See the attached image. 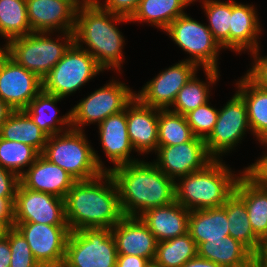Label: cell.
Wrapping results in <instances>:
<instances>
[{
  "mask_svg": "<svg viewBox=\"0 0 267 267\" xmlns=\"http://www.w3.org/2000/svg\"><path fill=\"white\" fill-rule=\"evenodd\" d=\"M65 217L70 231L111 229L122 218L117 184L110 172L77 181L65 197Z\"/></svg>",
  "mask_w": 267,
  "mask_h": 267,
  "instance_id": "cell-1",
  "label": "cell"
},
{
  "mask_svg": "<svg viewBox=\"0 0 267 267\" xmlns=\"http://www.w3.org/2000/svg\"><path fill=\"white\" fill-rule=\"evenodd\" d=\"M104 154L112 164L110 171L118 166L139 161L130 156L135 151L127 128L126 109L113 114L97 125Z\"/></svg>",
  "mask_w": 267,
  "mask_h": 267,
  "instance_id": "cell-21",
  "label": "cell"
},
{
  "mask_svg": "<svg viewBox=\"0 0 267 267\" xmlns=\"http://www.w3.org/2000/svg\"><path fill=\"white\" fill-rule=\"evenodd\" d=\"M19 177L0 166V198H15Z\"/></svg>",
  "mask_w": 267,
  "mask_h": 267,
  "instance_id": "cell-43",
  "label": "cell"
},
{
  "mask_svg": "<svg viewBox=\"0 0 267 267\" xmlns=\"http://www.w3.org/2000/svg\"><path fill=\"white\" fill-rule=\"evenodd\" d=\"M259 143L267 148V139L259 140ZM244 174L254 183L267 187V149L256 162L244 168Z\"/></svg>",
  "mask_w": 267,
  "mask_h": 267,
  "instance_id": "cell-40",
  "label": "cell"
},
{
  "mask_svg": "<svg viewBox=\"0 0 267 267\" xmlns=\"http://www.w3.org/2000/svg\"><path fill=\"white\" fill-rule=\"evenodd\" d=\"M222 161L214 159L204 169L178 178L175 201L190 211L222 206L235 192L236 183L244 173L242 169L234 174Z\"/></svg>",
  "mask_w": 267,
  "mask_h": 267,
  "instance_id": "cell-4",
  "label": "cell"
},
{
  "mask_svg": "<svg viewBox=\"0 0 267 267\" xmlns=\"http://www.w3.org/2000/svg\"><path fill=\"white\" fill-rule=\"evenodd\" d=\"M122 22L130 19L105 11L97 3L83 7L76 12L74 43L89 52L104 71L121 73L125 38L117 25Z\"/></svg>",
  "mask_w": 267,
  "mask_h": 267,
  "instance_id": "cell-3",
  "label": "cell"
},
{
  "mask_svg": "<svg viewBox=\"0 0 267 267\" xmlns=\"http://www.w3.org/2000/svg\"><path fill=\"white\" fill-rule=\"evenodd\" d=\"M250 130L247 108L236 92L218 111L217 122L210 135L204 140L213 159L222 160V155L233 151Z\"/></svg>",
  "mask_w": 267,
  "mask_h": 267,
  "instance_id": "cell-11",
  "label": "cell"
},
{
  "mask_svg": "<svg viewBox=\"0 0 267 267\" xmlns=\"http://www.w3.org/2000/svg\"><path fill=\"white\" fill-rule=\"evenodd\" d=\"M154 164L169 178H178L204 169L214 159L207 151L204 139L194 137L191 141L160 146L155 155Z\"/></svg>",
  "mask_w": 267,
  "mask_h": 267,
  "instance_id": "cell-16",
  "label": "cell"
},
{
  "mask_svg": "<svg viewBox=\"0 0 267 267\" xmlns=\"http://www.w3.org/2000/svg\"><path fill=\"white\" fill-rule=\"evenodd\" d=\"M31 32L26 0H0V36L6 43Z\"/></svg>",
  "mask_w": 267,
  "mask_h": 267,
  "instance_id": "cell-34",
  "label": "cell"
},
{
  "mask_svg": "<svg viewBox=\"0 0 267 267\" xmlns=\"http://www.w3.org/2000/svg\"><path fill=\"white\" fill-rule=\"evenodd\" d=\"M190 210L176 201L151 208L139 217L157 241H164L188 233Z\"/></svg>",
  "mask_w": 267,
  "mask_h": 267,
  "instance_id": "cell-23",
  "label": "cell"
},
{
  "mask_svg": "<svg viewBox=\"0 0 267 267\" xmlns=\"http://www.w3.org/2000/svg\"><path fill=\"white\" fill-rule=\"evenodd\" d=\"M84 131L71 128L48 137L41 153L76 181L93 179L102 172H110V168L105 167L98 153L90 145Z\"/></svg>",
  "mask_w": 267,
  "mask_h": 267,
  "instance_id": "cell-5",
  "label": "cell"
},
{
  "mask_svg": "<svg viewBox=\"0 0 267 267\" xmlns=\"http://www.w3.org/2000/svg\"><path fill=\"white\" fill-rule=\"evenodd\" d=\"M256 8L252 4H242L231 0V25L229 30V49L236 54L250 53L260 49L258 41L262 27Z\"/></svg>",
  "mask_w": 267,
  "mask_h": 267,
  "instance_id": "cell-22",
  "label": "cell"
},
{
  "mask_svg": "<svg viewBox=\"0 0 267 267\" xmlns=\"http://www.w3.org/2000/svg\"><path fill=\"white\" fill-rule=\"evenodd\" d=\"M196 0H193L195 2ZM198 1V0H197ZM208 18V28L222 49H229V30L231 25V0H200Z\"/></svg>",
  "mask_w": 267,
  "mask_h": 267,
  "instance_id": "cell-36",
  "label": "cell"
},
{
  "mask_svg": "<svg viewBox=\"0 0 267 267\" xmlns=\"http://www.w3.org/2000/svg\"><path fill=\"white\" fill-rule=\"evenodd\" d=\"M13 226L25 237L34 258L42 267L63 266L70 233L68 225L25 222L13 223Z\"/></svg>",
  "mask_w": 267,
  "mask_h": 267,
  "instance_id": "cell-12",
  "label": "cell"
},
{
  "mask_svg": "<svg viewBox=\"0 0 267 267\" xmlns=\"http://www.w3.org/2000/svg\"><path fill=\"white\" fill-rule=\"evenodd\" d=\"M260 49L251 53L253 62L251 68L247 70L246 75L259 87L267 90V55L261 56ZM260 54V55H259Z\"/></svg>",
  "mask_w": 267,
  "mask_h": 267,
  "instance_id": "cell-41",
  "label": "cell"
},
{
  "mask_svg": "<svg viewBox=\"0 0 267 267\" xmlns=\"http://www.w3.org/2000/svg\"><path fill=\"white\" fill-rule=\"evenodd\" d=\"M188 232L197 246L203 242L223 240L229 236L225 208L220 206L190 211Z\"/></svg>",
  "mask_w": 267,
  "mask_h": 267,
  "instance_id": "cell-27",
  "label": "cell"
},
{
  "mask_svg": "<svg viewBox=\"0 0 267 267\" xmlns=\"http://www.w3.org/2000/svg\"><path fill=\"white\" fill-rule=\"evenodd\" d=\"M50 34L51 32H31L13 38L4 44V52L17 64L42 79L74 43V32H60L61 35L53 39Z\"/></svg>",
  "mask_w": 267,
  "mask_h": 267,
  "instance_id": "cell-6",
  "label": "cell"
},
{
  "mask_svg": "<svg viewBox=\"0 0 267 267\" xmlns=\"http://www.w3.org/2000/svg\"><path fill=\"white\" fill-rule=\"evenodd\" d=\"M198 69L195 63L183 59L160 71L156 77L146 82L135 96L145 105L168 110L172 107L178 92Z\"/></svg>",
  "mask_w": 267,
  "mask_h": 267,
  "instance_id": "cell-13",
  "label": "cell"
},
{
  "mask_svg": "<svg viewBox=\"0 0 267 267\" xmlns=\"http://www.w3.org/2000/svg\"><path fill=\"white\" fill-rule=\"evenodd\" d=\"M0 138L32 146L39 154L48 136L32 121L24 110H13L0 128Z\"/></svg>",
  "mask_w": 267,
  "mask_h": 267,
  "instance_id": "cell-30",
  "label": "cell"
},
{
  "mask_svg": "<svg viewBox=\"0 0 267 267\" xmlns=\"http://www.w3.org/2000/svg\"><path fill=\"white\" fill-rule=\"evenodd\" d=\"M158 117L159 109L143 104L136 96L126 106L128 136L140 156L158 148Z\"/></svg>",
  "mask_w": 267,
  "mask_h": 267,
  "instance_id": "cell-17",
  "label": "cell"
},
{
  "mask_svg": "<svg viewBox=\"0 0 267 267\" xmlns=\"http://www.w3.org/2000/svg\"><path fill=\"white\" fill-rule=\"evenodd\" d=\"M117 248L109 228L70 231L62 267H115Z\"/></svg>",
  "mask_w": 267,
  "mask_h": 267,
  "instance_id": "cell-7",
  "label": "cell"
},
{
  "mask_svg": "<svg viewBox=\"0 0 267 267\" xmlns=\"http://www.w3.org/2000/svg\"><path fill=\"white\" fill-rule=\"evenodd\" d=\"M6 227L0 222V237L5 234Z\"/></svg>",
  "mask_w": 267,
  "mask_h": 267,
  "instance_id": "cell-52",
  "label": "cell"
},
{
  "mask_svg": "<svg viewBox=\"0 0 267 267\" xmlns=\"http://www.w3.org/2000/svg\"><path fill=\"white\" fill-rule=\"evenodd\" d=\"M197 256V245L188 233L160 241L157 244L154 263L161 267H182Z\"/></svg>",
  "mask_w": 267,
  "mask_h": 267,
  "instance_id": "cell-33",
  "label": "cell"
},
{
  "mask_svg": "<svg viewBox=\"0 0 267 267\" xmlns=\"http://www.w3.org/2000/svg\"><path fill=\"white\" fill-rule=\"evenodd\" d=\"M63 99L41 91L24 109L32 121L48 137L63 133L72 128L70 111L62 117L57 116L59 111L56 104Z\"/></svg>",
  "mask_w": 267,
  "mask_h": 267,
  "instance_id": "cell-25",
  "label": "cell"
},
{
  "mask_svg": "<svg viewBox=\"0 0 267 267\" xmlns=\"http://www.w3.org/2000/svg\"><path fill=\"white\" fill-rule=\"evenodd\" d=\"M100 2L101 0L96 1L103 10L130 19L137 10L140 0H105Z\"/></svg>",
  "mask_w": 267,
  "mask_h": 267,
  "instance_id": "cell-42",
  "label": "cell"
},
{
  "mask_svg": "<svg viewBox=\"0 0 267 267\" xmlns=\"http://www.w3.org/2000/svg\"><path fill=\"white\" fill-rule=\"evenodd\" d=\"M13 209L14 223L67 225L64 199L49 193L30 190L20 182Z\"/></svg>",
  "mask_w": 267,
  "mask_h": 267,
  "instance_id": "cell-14",
  "label": "cell"
},
{
  "mask_svg": "<svg viewBox=\"0 0 267 267\" xmlns=\"http://www.w3.org/2000/svg\"><path fill=\"white\" fill-rule=\"evenodd\" d=\"M32 32H74L76 10L63 0H26Z\"/></svg>",
  "mask_w": 267,
  "mask_h": 267,
  "instance_id": "cell-18",
  "label": "cell"
},
{
  "mask_svg": "<svg viewBox=\"0 0 267 267\" xmlns=\"http://www.w3.org/2000/svg\"><path fill=\"white\" fill-rule=\"evenodd\" d=\"M71 5L76 11L82 9L83 7L92 5L96 3L97 0H63Z\"/></svg>",
  "mask_w": 267,
  "mask_h": 267,
  "instance_id": "cell-48",
  "label": "cell"
},
{
  "mask_svg": "<svg viewBox=\"0 0 267 267\" xmlns=\"http://www.w3.org/2000/svg\"><path fill=\"white\" fill-rule=\"evenodd\" d=\"M103 71L89 52L73 43L42 78V91L65 99Z\"/></svg>",
  "mask_w": 267,
  "mask_h": 267,
  "instance_id": "cell-8",
  "label": "cell"
},
{
  "mask_svg": "<svg viewBox=\"0 0 267 267\" xmlns=\"http://www.w3.org/2000/svg\"><path fill=\"white\" fill-rule=\"evenodd\" d=\"M203 70L207 77L206 82L197 78V73H195L178 92L172 107L169 109L170 111L185 115L209 101L211 88L219 81L218 78L221 75L216 69Z\"/></svg>",
  "mask_w": 267,
  "mask_h": 267,
  "instance_id": "cell-32",
  "label": "cell"
},
{
  "mask_svg": "<svg viewBox=\"0 0 267 267\" xmlns=\"http://www.w3.org/2000/svg\"><path fill=\"white\" fill-rule=\"evenodd\" d=\"M135 93L136 91L114 77L70 109L72 129L83 131L85 125H98L107 117L125 110L134 99Z\"/></svg>",
  "mask_w": 267,
  "mask_h": 267,
  "instance_id": "cell-9",
  "label": "cell"
},
{
  "mask_svg": "<svg viewBox=\"0 0 267 267\" xmlns=\"http://www.w3.org/2000/svg\"><path fill=\"white\" fill-rule=\"evenodd\" d=\"M15 198H0V222L6 227H13Z\"/></svg>",
  "mask_w": 267,
  "mask_h": 267,
  "instance_id": "cell-44",
  "label": "cell"
},
{
  "mask_svg": "<svg viewBox=\"0 0 267 267\" xmlns=\"http://www.w3.org/2000/svg\"><path fill=\"white\" fill-rule=\"evenodd\" d=\"M237 92L245 102L250 132L256 140L267 139V90L246 74L236 81Z\"/></svg>",
  "mask_w": 267,
  "mask_h": 267,
  "instance_id": "cell-26",
  "label": "cell"
},
{
  "mask_svg": "<svg viewBox=\"0 0 267 267\" xmlns=\"http://www.w3.org/2000/svg\"><path fill=\"white\" fill-rule=\"evenodd\" d=\"M209 102L185 114L187 123L191 127L194 136L204 140L212 132L217 122L219 111V109L211 106Z\"/></svg>",
  "mask_w": 267,
  "mask_h": 267,
  "instance_id": "cell-38",
  "label": "cell"
},
{
  "mask_svg": "<svg viewBox=\"0 0 267 267\" xmlns=\"http://www.w3.org/2000/svg\"><path fill=\"white\" fill-rule=\"evenodd\" d=\"M146 267H161L154 262H150Z\"/></svg>",
  "mask_w": 267,
  "mask_h": 267,
  "instance_id": "cell-53",
  "label": "cell"
},
{
  "mask_svg": "<svg viewBox=\"0 0 267 267\" xmlns=\"http://www.w3.org/2000/svg\"><path fill=\"white\" fill-rule=\"evenodd\" d=\"M163 32L183 51L189 54L185 59L202 69H218L222 47L213 38L207 25L193 19L187 13L176 18Z\"/></svg>",
  "mask_w": 267,
  "mask_h": 267,
  "instance_id": "cell-10",
  "label": "cell"
},
{
  "mask_svg": "<svg viewBox=\"0 0 267 267\" xmlns=\"http://www.w3.org/2000/svg\"><path fill=\"white\" fill-rule=\"evenodd\" d=\"M19 182L30 190L65 199L77 181L64 169L39 154L35 162L19 177Z\"/></svg>",
  "mask_w": 267,
  "mask_h": 267,
  "instance_id": "cell-20",
  "label": "cell"
},
{
  "mask_svg": "<svg viewBox=\"0 0 267 267\" xmlns=\"http://www.w3.org/2000/svg\"><path fill=\"white\" fill-rule=\"evenodd\" d=\"M150 261L135 255H118L115 267H146Z\"/></svg>",
  "mask_w": 267,
  "mask_h": 267,
  "instance_id": "cell-45",
  "label": "cell"
},
{
  "mask_svg": "<svg viewBox=\"0 0 267 267\" xmlns=\"http://www.w3.org/2000/svg\"><path fill=\"white\" fill-rule=\"evenodd\" d=\"M182 267H224L208 259H203L199 256L187 261Z\"/></svg>",
  "mask_w": 267,
  "mask_h": 267,
  "instance_id": "cell-47",
  "label": "cell"
},
{
  "mask_svg": "<svg viewBox=\"0 0 267 267\" xmlns=\"http://www.w3.org/2000/svg\"><path fill=\"white\" fill-rule=\"evenodd\" d=\"M185 115L168 110H159L158 148L160 146L177 145L194 138Z\"/></svg>",
  "mask_w": 267,
  "mask_h": 267,
  "instance_id": "cell-35",
  "label": "cell"
},
{
  "mask_svg": "<svg viewBox=\"0 0 267 267\" xmlns=\"http://www.w3.org/2000/svg\"><path fill=\"white\" fill-rule=\"evenodd\" d=\"M251 267H267V257L264 256L261 252L253 255Z\"/></svg>",
  "mask_w": 267,
  "mask_h": 267,
  "instance_id": "cell-50",
  "label": "cell"
},
{
  "mask_svg": "<svg viewBox=\"0 0 267 267\" xmlns=\"http://www.w3.org/2000/svg\"><path fill=\"white\" fill-rule=\"evenodd\" d=\"M222 206L227 214L229 236L245 245L254 255L260 253L263 243L254 235L244 200L234 192Z\"/></svg>",
  "mask_w": 267,
  "mask_h": 267,
  "instance_id": "cell-31",
  "label": "cell"
},
{
  "mask_svg": "<svg viewBox=\"0 0 267 267\" xmlns=\"http://www.w3.org/2000/svg\"><path fill=\"white\" fill-rule=\"evenodd\" d=\"M235 192L245 202L254 235L264 243L267 240V187L254 183L243 173Z\"/></svg>",
  "mask_w": 267,
  "mask_h": 267,
  "instance_id": "cell-24",
  "label": "cell"
},
{
  "mask_svg": "<svg viewBox=\"0 0 267 267\" xmlns=\"http://www.w3.org/2000/svg\"><path fill=\"white\" fill-rule=\"evenodd\" d=\"M11 250L9 244V227L5 234L0 237V267H10Z\"/></svg>",
  "mask_w": 267,
  "mask_h": 267,
  "instance_id": "cell-46",
  "label": "cell"
},
{
  "mask_svg": "<svg viewBox=\"0 0 267 267\" xmlns=\"http://www.w3.org/2000/svg\"><path fill=\"white\" fill-rule=\"evenodd\" d=\"M261 253L267 257V240L263 243V248Z\"/></svg>",
  "mask_w": 267,
  "mask_h": 267,
  "instance_id": "cell-51",
  "label": "cell"
},
{
  "mask_svg": "<svg viewBox=\"0 0 267 267\" xmlns=\"http://www.w3.org/2000/svg\"><path fill=\"white\" fill-rule=\"evenodd\" d=\"M253 255L245 245L231 236L197 246V256L224 267H251Z\"/></svg>",
  "mask_w": 267,
  "mask_h": 267,
  "instance_id": "cell-28",
  "label": "cell"
},
{
  "mask_svg": "<svg viewBox=\"0 0 267 267\" xmlns=\"http://www.w3.org/2000/svg\"><path fill=\"white\" fill-rule=\"evenodd\" d=\"M10 267H42L34 258L25 237L16 227H9Z\"/></svg>",
  "mask_w": 267,
  "mask_h": 267,
  "instance_id": "cell-39",
  "label": "cell"
},
{
  "mask_svg": "<svg viewBox=\"0 0 267 267\" xmlns=\"http://www.w3.org/2000/svg\"><path fill=\"white\" fill-rule=\"evenodd\" d=\"M119 192L123 216L139 217L151 208L175 201V181L152 162L139 160L110 171Z\"/></svg>",
  "mask_w": 267,
  "mask_h": 267,
  "instance_id": "cell-2",
  "label": "cell"
},
{
  "mask_svg": "<svg viewBox=\"0 0 267 267\" xmlns=\"http://www.w3.org/2000/svg\"><path fill=\"white\" fill-rule=\"evenodd\" d=\"M193 0H140L130 22H146L158 29L165 30L176 18L185 14L184 9Z\"/></svg>",
  "mask_w": 267,
  "mask_h": 267,
  "instance_id": "cell-29",
  "label": "cell"
},
{
  "mask_svg": "<svg viewBox=\"0 0 267 267\" xmlns=\"http://www.w3.org/2000/svg\"><path fill=\"white\" fill-rule=\"evenodd\" d=\"M4 52V47H0V55Z\"/></svg>",
  "mask_w": 267,
  "mask_h": 267,
  "instance_id": "cell-54",
  "label": "cell"
},
{
  "mask_svg": "<svg viewBox=\"0 0 267 267\" xmlns=\"http://www.w3.org/2000/svg\"><path fill=\"white\" fill-rule=\"evenodd\" d=\"M13 110L0 99V128Z\"/></svg>",
  "mask_w": 267,
  "mask_h": 267,
  "instance_id": "cell-49",
  "label": "cell"
},
{
  "mask_svg": "<svg viewBox=\"0 0 267 267\" xmlns=\"http://www.w3.org/2000/svg\"><path fill=\"white\" fill-rule=\"evenodd\" d=\"M42 91V79L17 64L5 52L0 55V99L12 110H24Z\"/></svg>",
  "mask_w": 267,
  "mask_h": 267,
  "instance_id": "cell-15",
  "label": "cell"
},
{
  "mask_svg": "<svg viewBox=\"0 0 267 267\" xmlns=\"http://www.w3.org/2000/svg\"><path fill=\"white\" fill-rule=\"evenodd\" d=\"M111 232L118 255H135L153 262L158 241L140 217L123 216Z\"/></svg>",
  "mask_w": 267,
  "mask_h": 267,
  "instance_id": "cell-19",
  "label": "cell"
},
{
  "mask_svg": "<svg viewBox=\"0 0 267 267\" xmlns=\"http://www.w3.org/2000/svg\"><path fill=\"white\" fill-rule=\"evenodd\" d=\"M39 153L22 142L8 141L0 138V166L20 177L25 167H30Z\"/></svg>",
  "mask_w": 267,
  "mask_h": 267,
  "instance_id": "cell-37",
  "label": "cell"
}]
</instances>
